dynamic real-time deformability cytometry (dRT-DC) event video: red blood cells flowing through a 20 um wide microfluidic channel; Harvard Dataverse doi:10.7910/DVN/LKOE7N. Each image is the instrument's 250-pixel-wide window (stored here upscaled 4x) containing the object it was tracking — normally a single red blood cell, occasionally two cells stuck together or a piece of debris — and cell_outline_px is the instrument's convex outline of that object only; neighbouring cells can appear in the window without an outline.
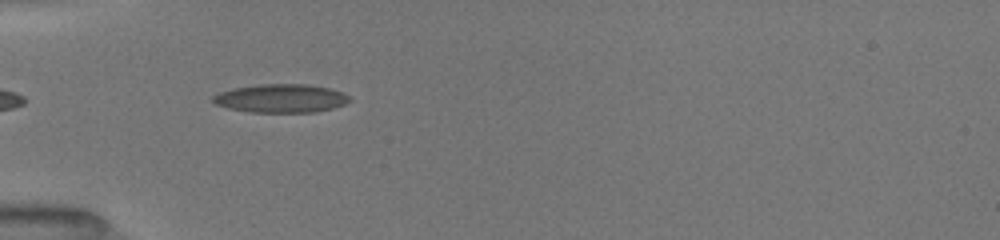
{"species": "common noctule bat (a hibernating species)", "species_latin": "Nyctalus noctula", "temperature_condition": "room temperature", "stored_images_in_passage": 5, "camera_frame_rate_fps": 3000, "um_per_image_px": 0.085, "animal": {"sex": "female", "body_mass_g": 19.5, "forearm_length_mm": 54.1}, "frame": {"image": 1, "passage_image": 3, "time_ms": 1.0, "image_size_px": [1000, 240], "cell_outline_px": [[352, 100], [344, 104], [332, 108], [316, 112], [252, 112], [228, 108], [216, 104], [212, 100], [212, 96], [220, 92], [232, 88], [260, 84], [308, 84], [328, 88], [340, 92], [348, 96]], "centroid_in_image_um": [23.86, 8.36], "position_along_channel_um": 61.1, "area_um2": 22.54}}